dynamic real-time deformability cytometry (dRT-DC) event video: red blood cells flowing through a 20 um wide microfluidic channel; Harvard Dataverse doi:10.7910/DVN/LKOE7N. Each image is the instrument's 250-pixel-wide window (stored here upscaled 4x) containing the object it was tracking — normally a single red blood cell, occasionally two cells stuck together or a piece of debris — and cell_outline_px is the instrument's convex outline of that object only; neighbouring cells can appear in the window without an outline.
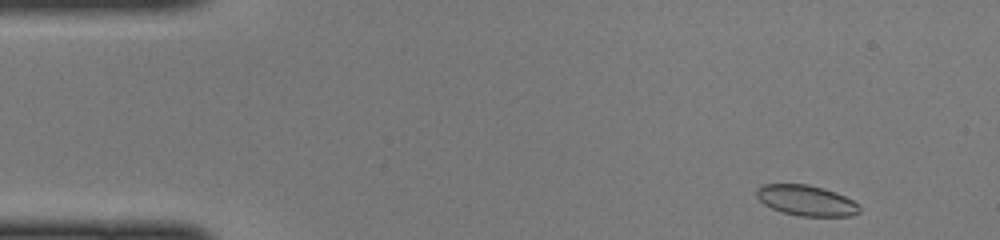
{"species": "common noctule bat (a hibernating species)", "species_latin": "Nyctalus noctula", "temperature_condition": "cold", "stored_images_in_passage": 45, "camera_frame_rate_fps": 3000, "um_per_image_px": 0.085, "animal": {"sex": "female", "body_mass_g": 22.0, "forearm_length_mm": 56.7}, "frame": {"image": 1, "passage_image": 1, "time_ms": 0.0, "image_size_px": [1000, 240], "cell_outline_px": [[860, 212], [852, 216], [800, 216], [780, 212], [764, 204], [756, 196], [756, 188], [760, 184], [808, 184], [824, 188], [836, 192], [860, 204]], "centroid_in_image_um": [68.53, 17.04], "position_along_channel_um": 16.5, "area_um2": 18.55}}
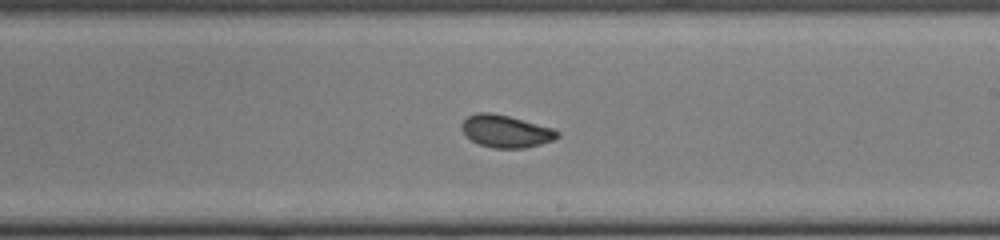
{"frame": {"image": 2, "passage_image": 24, "time_ms": 7.667, "image_size_px": [1000, 240], "cell_outline_px": [[560, 136], [552, 140], [540, 144], [524, 148], [492, 148], [480, 144], [472, 140], [460, 128], [460, 124], [468, 116], [476, 112], [492, 112], [508, 116], [552, 128], [560, 132]], "centroid_in_image_um": [42.98, 11.15], "position_along_channel_um": 246.0, "area_um2": 17.92}}
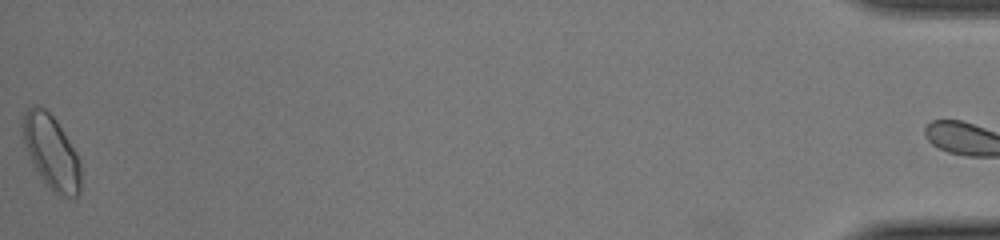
{"frame": {"image": 3, "passage_image": 44, "time_ms": 14.333, "image_size_px": [1000, 240], "cell_outline_px": [[80, 192], [76, 200], [56, 196], [44, 184], [24, 144], [24, 112], [32, 104], [36, 104], [44, 108], [56, 120], [76, 152], [80, 160]], "centroid_in_image_um": [4.41, 13.01], "position_along_channel_um": 430.8, "area_um2": 25.03}}